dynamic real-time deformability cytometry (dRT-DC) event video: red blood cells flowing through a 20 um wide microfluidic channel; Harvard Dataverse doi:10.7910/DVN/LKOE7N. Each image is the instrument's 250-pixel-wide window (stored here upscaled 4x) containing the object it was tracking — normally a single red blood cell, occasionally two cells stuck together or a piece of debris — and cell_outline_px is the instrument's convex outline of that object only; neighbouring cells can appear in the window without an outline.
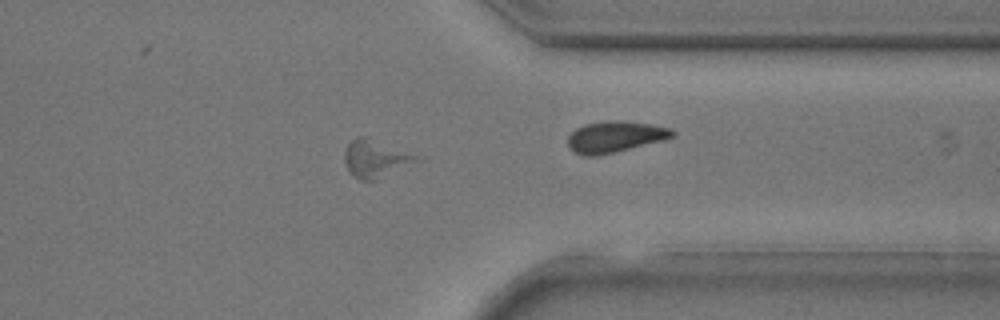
{"species": "common noctule bat (a hibernating species)", "species_latin": "Nyctalus noctula", "temperature_condition": "room temperature", "stored_images_in_passage": 24, "camera_frame_rate_fps": 3000, "um_per_image_px": 0.085, "animal": {"sex": "male", "body_mass_g": 17.9, "forearm_length_mm": 54.2}, "frame": {"image": 1, "passage_image": 16, "time_ms": 5.0, "image_size_px": [1000, 320], "cell_outline_px": [[424, 160], [376, 180], [360, 180], [352, 176], [344, 160], [344, 152], [348, 144], [356, 136], [364, 136], [424, 156]], "centroid_in_image_um": [32.01, 13.48], "position_along_channel_um": 379.4, "area_um2": 16.24}}
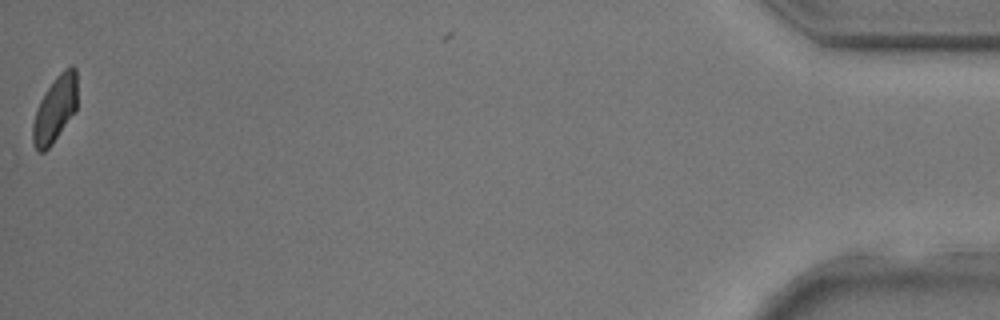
{"frame": {"image": 2, "passage_image": 24, "time_ms": 7.667, "image_size_px": [1000, 320], "cell_outline_px": [[76, 112], [52, 144], [44, 152], [36, 152], [32, 144], [32, 124], [36, 108], [40, 100], [56, 76], [64, 68], [72, 64], [76, 68]], "centroid_in_image_um": [4.66, 9.31], "position_along_channel_um": 430.5, "area_um2": 17.4}}